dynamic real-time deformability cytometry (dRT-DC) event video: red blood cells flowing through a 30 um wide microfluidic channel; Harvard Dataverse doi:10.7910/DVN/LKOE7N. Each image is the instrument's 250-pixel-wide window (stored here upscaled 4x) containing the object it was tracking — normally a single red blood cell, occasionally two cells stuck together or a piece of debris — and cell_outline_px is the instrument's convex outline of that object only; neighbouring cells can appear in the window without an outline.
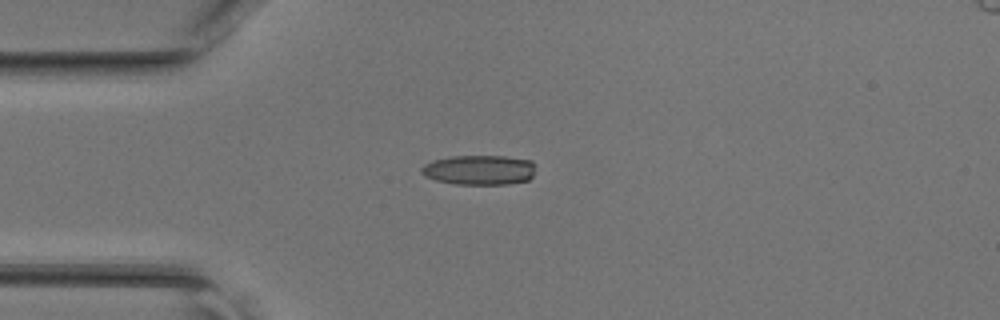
{"species": "common noctule bat (a hibernating species)", "species_latin": "Nyctalus noctula", "temperature_condition": "room temperature", "stored_images_in_passage": 33, "camera_frame_rate_fps": 3000, "um_per_image_px": 0.085, "animal": {"sex": "female", "body_mass_g": 17.0, "forearm_length_mm": 48.0}, "frame": {"image": 1, "passage_image": 2, "time_ms": 0.333, "image_size_px": [1000, 320], "cell_outline_px": [[532, 176], [528, 180], [508, 184], [456, 184], [436, 180], [424, 176], [420, 172], [420, 168], [424, 164], [432, 160], [448, 156], [504, 156], [532, 160]], "centroid_in_image_um": [40.67, 14.44], "position_along_channel_um": 44.3, "area_um2": 19.83}}
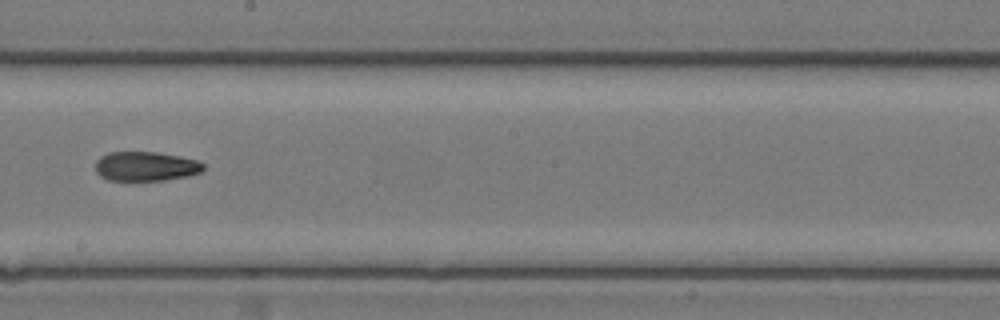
{"frame": {"image": 2, "passage_image": 16, "time_ms": 5.0, "image_size_px": [1000, 320], "cell_outline_px": [[204, 168], [200, 172], [188, 176], [164, 180], [108, 180], [100, 176], [96, 172], [96, 160], [100, 156], [108, 152], [156, 152], [180, 156], [196, 160], [204, 164]], "centroid_in_image_um": [12.37, 14.13], "position_along_channel_um": 235.8, "area_um2": 18.5}}
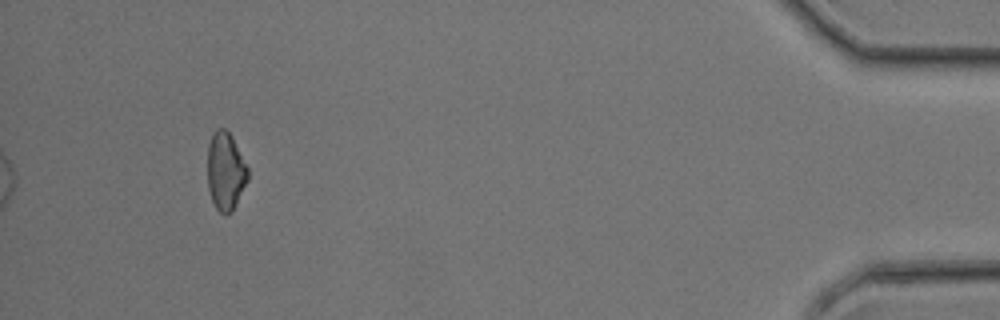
{"frame": {"image": 3, "passage_image": 33, "time_ms": 10.667, "image_size_px": [1000, 320], "cell_outline_px": [[248, 180], [232, 212], [224, 216], [216, 208], [212, 200], [208, 188], [208, 144], [212, 132], [216, 128], [224, 128], [232, 136], [248, 168]], "centroid_in_image_um": [19.17, 14.55], "position_along_channel_um": 416.0, "area_um2": 18.44}}